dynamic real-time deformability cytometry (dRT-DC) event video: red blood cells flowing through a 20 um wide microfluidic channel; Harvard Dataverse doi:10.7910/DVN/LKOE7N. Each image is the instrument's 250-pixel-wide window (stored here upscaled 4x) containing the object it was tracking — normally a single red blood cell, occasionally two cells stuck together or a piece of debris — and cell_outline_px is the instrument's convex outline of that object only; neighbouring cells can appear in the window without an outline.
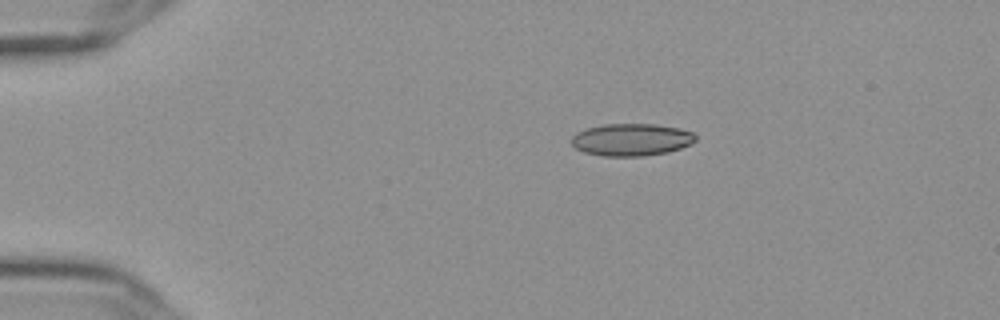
{"species": "Egyptian fruit bat (a non-hibernating species)", "species_latin": "Rousettus aegyptiacus", "temperature_condition": "cold", "stored_images_in_passage": 46, "camera_frame_rate_fps": 3000, "um_per_image_px": 0.085, "frame": {"image": 1, "passage_image": 1, "time_ms": 0.0, "image_size_px": [1000, 320], "cell_outline_px": [[696, 140], [692, 144], [668, 152], [640, 156], [604, 156], [584, 152], [576, 148], [572, 144], [572, 136], [576, 132], [588, 128], [604, 124], [656, 124], [680, 128], [692, 132], [696, 136]], "centroid_in_image_um": [53.69, 11.87], "position_along_channel_um": 31.3, "area_um2": 23.35}}
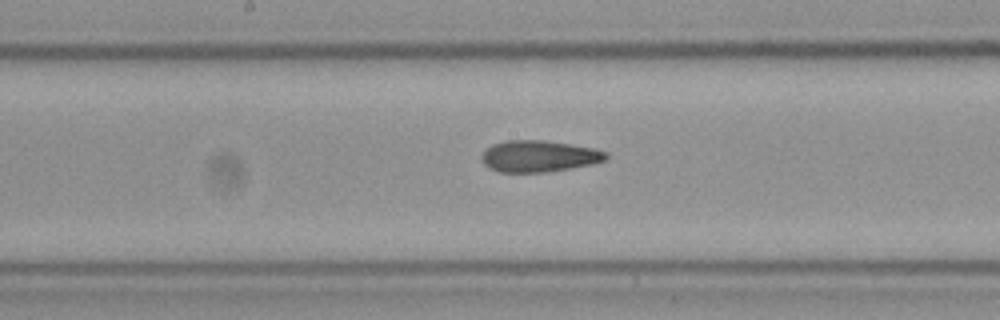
{"frame": {"image": 2, "passage_image": 20, "time_ms": 6.333, "image_size_px": [1000, 320], "cell_outline_px": [[608, 156], [604, 160], [592, 164], [548, 172], [500, 172], [488, 168], [484, 164], [480, 156], [492, 144], [504, 140], [544, 140], [596, 148], [608, 152]], "centroid_in_image_um": [45.81, 13.27], "position_along_channel_um": 202.4, "area_um2": 22.95}}
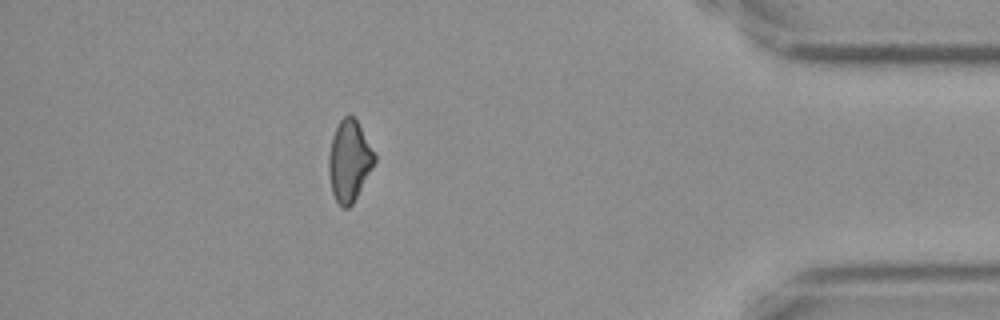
{"frame": {"image": 3, "passage_image": 40, "time_ms": 13.0, "image_size_px": [1000, 320], "cell_outline_px": [[376, 160], [372, 168], [352, 204], [348, 208], [340, 208], [332, 192], [328, 172], [328, 156], [332, 136], [340, 120], [348, 112], [356, 120], [376, 156]], "centroid_in_image_um": [29.66, 13.68], "position_along_channel_um": 405.5, "area_um2": 21.44}, "authors_computed_cell_mechanics": {"area_um2": 22.831, "velocity_mm_per_s": 3.65, "shape_relaxation_time_tau1_ms": 8.1361, "shape_relaxation_time_tau2_ms": 3.3334, "deformation_change_tau1": 0.1585, "deformation_change_tau2": 0.1197}}